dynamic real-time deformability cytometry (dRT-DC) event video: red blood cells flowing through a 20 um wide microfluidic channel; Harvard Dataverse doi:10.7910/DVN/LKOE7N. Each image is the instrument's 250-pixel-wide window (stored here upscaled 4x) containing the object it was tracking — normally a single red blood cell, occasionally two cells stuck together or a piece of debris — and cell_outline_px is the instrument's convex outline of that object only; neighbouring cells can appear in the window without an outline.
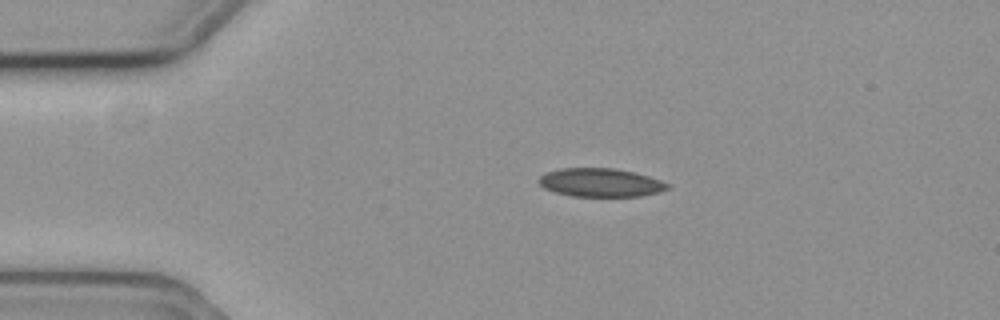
{"species": "common noctule bat (a hibernating species)", "species_latin": "Nyctalus noctula", "temperature_condition": "cold", "stored_images_in_passage": 2, "camera_frame_rate_fps": 3000, "um_per_image_px": 0.085, "animal": {"sex": "female", "body_mass_g": 19.3, "forearm_length_mm": 54.1}, "frame": {"image": 1, "passage_image": 1, "time_ms": 0.0, "image_size_px": [1000, 320], "cell_outline_px": [[672, 184], [668, 188], [656, 192], [640, 196], [572, 196], [556, 192], [544, 188], [536, 180], [540, 176], [548, 172], [560, 168], [616, 168], [636, 172]], "centroid_in_image_um": [51.04, 15.51], "position_along_channel_um": 34.0, "area_um2": 21.33}}